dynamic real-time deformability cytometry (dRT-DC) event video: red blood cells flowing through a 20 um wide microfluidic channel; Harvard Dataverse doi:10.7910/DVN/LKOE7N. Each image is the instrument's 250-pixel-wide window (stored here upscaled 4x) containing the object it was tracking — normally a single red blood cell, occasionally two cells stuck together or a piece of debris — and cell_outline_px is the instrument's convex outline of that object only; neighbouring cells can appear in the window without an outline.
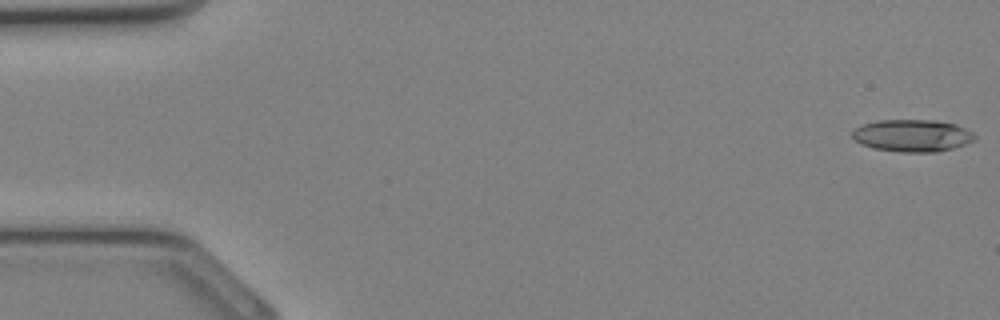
{"species": "Egyptian fruit bat (a non-hibernating species)", "species_latin": "Rousettus aegyptiacus", "temperature_condition": "cold", "stored_images_in_passage": 10, "camera_frame_rate_fps": 3000, "um_per_image_px": 0.085, "animal": {"sex": "female"}, "frame": {"image": 1, "passage_image": 1, "time_ms": 0.0, "image_size_px": [1000, 320], "cell_outline_px": [[976, 140], [952, 148], [936, 152], [900, 152], [872, 148], [860, 144], [852, 136], [852, 132], [856, 128], [864, 124], [876, 120], [932, 120], [956, 124], [972, 132], [976, 136]], "centroid_in_image_um": [77.54, 11.53], "position_along_channel_um": 7.5, "area_um2": 22.95}}
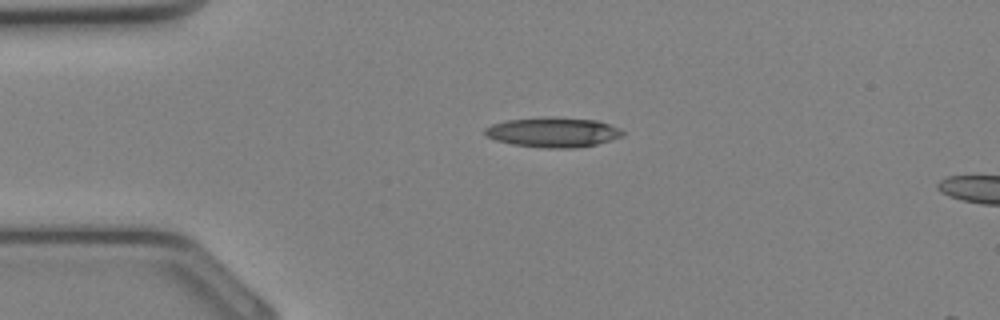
{"frame": {"image": 2, "passage_image": 8, "time_ms": 2.333, "image_size_px": [1000, 320], "cell_outline_px": [[624, 136], [612, 140], [596, 144], [576, 148], [544, 148], [512, 144], [496, 140], [484, 136], [484, 128], [492, 124], [504, 120], [548, 116], [556, 116], [596, 120], [620, 128], [624, 132]], "centroid_in_image_um": [46.99, 11.23], "position_along_channel_um": 38.0, "area_um2": 24.39}}